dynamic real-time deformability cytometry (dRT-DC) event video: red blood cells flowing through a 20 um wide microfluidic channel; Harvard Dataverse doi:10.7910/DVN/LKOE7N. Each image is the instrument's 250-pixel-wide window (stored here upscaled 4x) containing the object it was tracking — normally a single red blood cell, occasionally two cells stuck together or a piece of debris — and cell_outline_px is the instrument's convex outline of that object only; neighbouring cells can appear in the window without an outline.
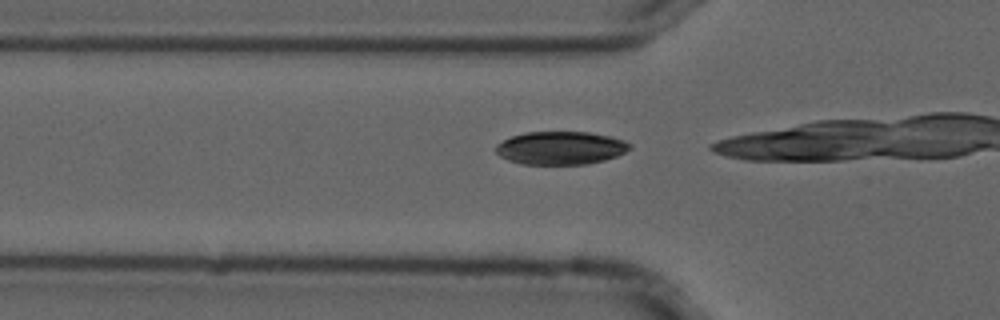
{"species": "common noctule bat (a hibernating species)", "species_latin": "Nyctalus noctula", "temperature_condition": "cold", "stored_images_in_passage": 16, "camera_frame_rate_fps": 3000, "um_per_image_px": 0.085, "animal": {"sex": "male", "forearm_length_mm": 52.5}, "frame": {"image": 1, "passage_image": 12, "time_ms": 3.667, "image_size_px": [1000, 320], "cell_outline_px": [[632, 148], [616, 156], [604, 160], [588, 164], [520, 164], [508, 160], [500, 156], [496, 152], [496, 144], [512, 136], [524, 132], [588, 132], [612, 136], [624, 140], [632, 144]], "centroid_in_image_um": [47.67, 12.57], "position_along_channel_um": 78.1, "area_um2": 25.95}}
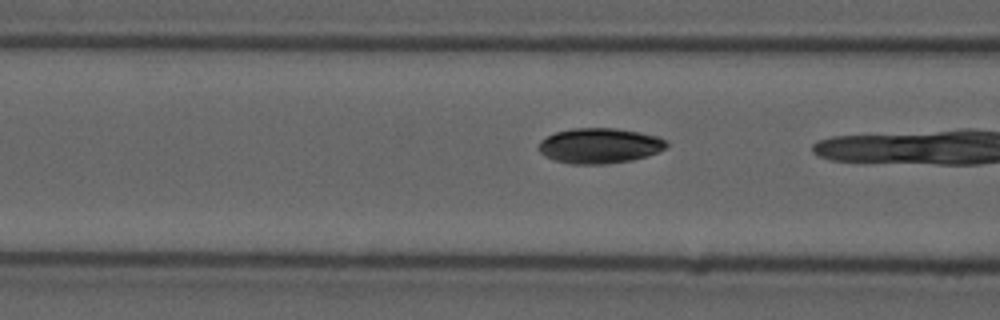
{"frame": {"image": 2, "passage_image": 15, "time_ms": 4.667, "image_size_px": [1000, 320], "cell_outline_px": [[668, 144], [664, 148], [648, 156], [632, 160], [604, 164], [572, 164], [556, 160], [544, 156], [536, 148], [540, 140], [556, 132], [572, 128], [616, 128], [640, 132], [656, 136], [668, 140]], "centroid_in_image_um": [50.95, 12.38], "position_along_channel_um": 115.7, "area_um2": 26.36}}